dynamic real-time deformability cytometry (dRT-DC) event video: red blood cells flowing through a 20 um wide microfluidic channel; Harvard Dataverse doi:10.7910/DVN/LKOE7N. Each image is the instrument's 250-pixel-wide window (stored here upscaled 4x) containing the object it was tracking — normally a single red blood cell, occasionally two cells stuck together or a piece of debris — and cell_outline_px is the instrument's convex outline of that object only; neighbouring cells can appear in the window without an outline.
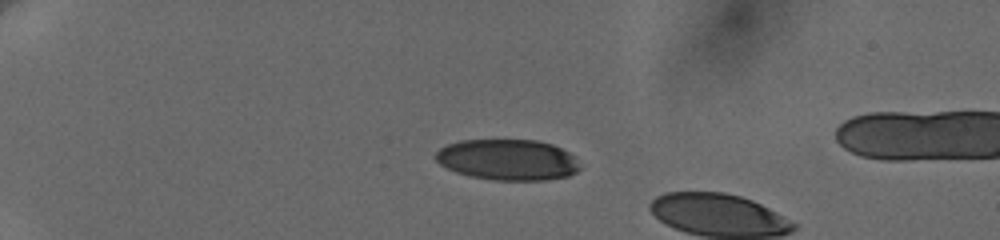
{"species": "human", "species_latin": "Homo sapiens", "temperature_condition": "cold", "stored_images_in_passage": 2, "camera_frame_rate_fps": 3000, "um_per_image_px": 0.085, "donor": {"sex": "female"}, "frame": {"image": 1, "passage_image": 1, "time_ms": 0.0, "image_size_px": [1000, 240], "cell_outline_px": [[580, 168], [576, 172], [568, 176], [544, 180], [496, 180], [468, 176], [456, 172], [440, 164], [436, 160], [436, 152], [440, 148], [448, 144], [460, 140], [536, 140], [552, 144], [568, 152], [572, 156]], "centroid_in_image_um": [43.13, 13.58], "position_along_channel_um": 41.9, "area_um2": 34.16}}